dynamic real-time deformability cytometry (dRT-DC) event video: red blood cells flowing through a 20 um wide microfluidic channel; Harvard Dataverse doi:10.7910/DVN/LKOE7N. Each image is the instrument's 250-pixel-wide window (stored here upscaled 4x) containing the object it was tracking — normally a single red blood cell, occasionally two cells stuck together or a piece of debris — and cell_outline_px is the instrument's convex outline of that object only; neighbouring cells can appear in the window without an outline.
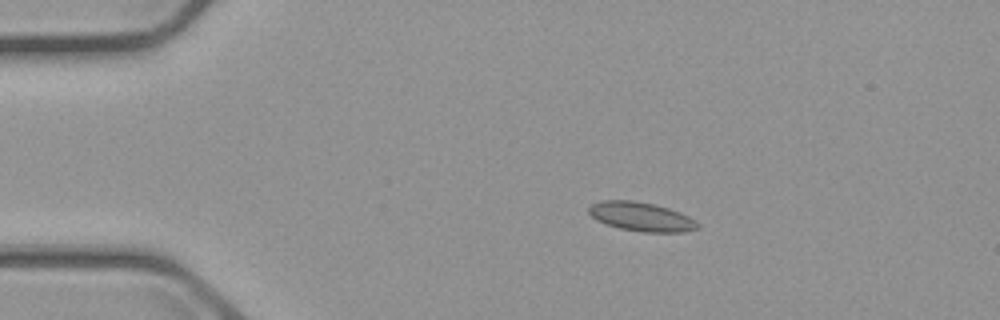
{"species": "common noctule bat (a hibernating species)", "species_latin": "Nyctalus noctula", "temperature_condition": "cold", "stored_images_in_passage": 8, "camera_frame_rate_fps": 3000, "um_per_image_px": 0.085, "animal": {"sex": "male", "body_mass_g": 23.1, "forearm_length_mm": 52.7}, "frame": {"image": 1, "passage_image": 1, "time_ms": 0.0, "image_size_px": [1000, 320], "cell_outline_px": [[700, 228], [684, 232], [640, 232], [620, 228], [596, 220], [588, 212], [588, 208], [592, 204], [600, 200], [632, 200], [652, 204], [668, 208], [680, 212], [688, 216], [700, 224]], "centroid_in_image_um": [54.51, 18.42], "position_along_channel_um": 30.5, "area_um2": 18.38}}
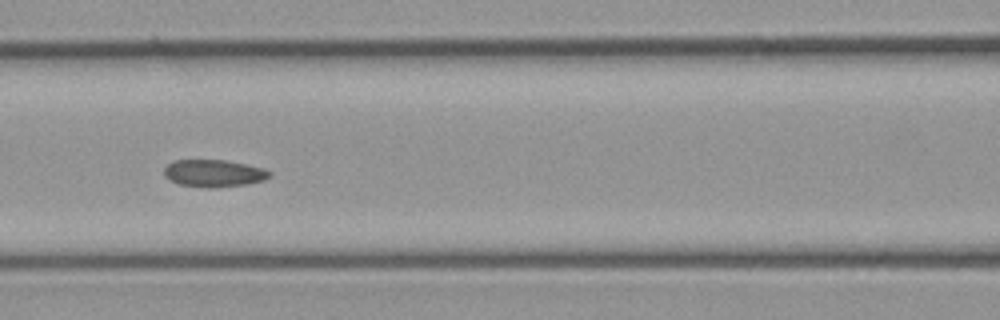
{"frame": {"image": 2, "passage_image": 5, "time_ms": 4.667, "image_size_px": [1000, 320], "cell_outline_px": [[272, 176], [264, 180], [248, 184], [216, 188], [208, 188], [180, 184], [164, 176], [164, 168], [172, 160], [224, 160], [248, 164], [264, 168], [272, 172]], "centroid_in_image_um": [18.22, 14.73], "position_along_channel_um": 148.4, "area_um2": 16.94}}
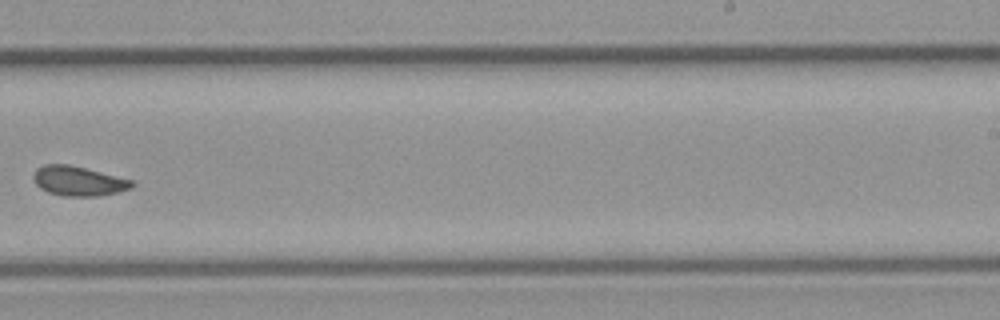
{"frame": {"image": 3, "passage_image": 8, "time_ms": 8.333, "image_size_px": [1000, 320], "cell_outline_px": [[136, 184], [132, 188], [120, 192], [100, 196], [64, 196], [48, 192], [40, 188], [36, 184], [32, 176], [36, 168], [44, 164], [68, 164], [132, 180]], "centroid_in_image_um": [6.66, 15.39], "position_along_channel_um": 282.3, "area_um2": 17.05}}